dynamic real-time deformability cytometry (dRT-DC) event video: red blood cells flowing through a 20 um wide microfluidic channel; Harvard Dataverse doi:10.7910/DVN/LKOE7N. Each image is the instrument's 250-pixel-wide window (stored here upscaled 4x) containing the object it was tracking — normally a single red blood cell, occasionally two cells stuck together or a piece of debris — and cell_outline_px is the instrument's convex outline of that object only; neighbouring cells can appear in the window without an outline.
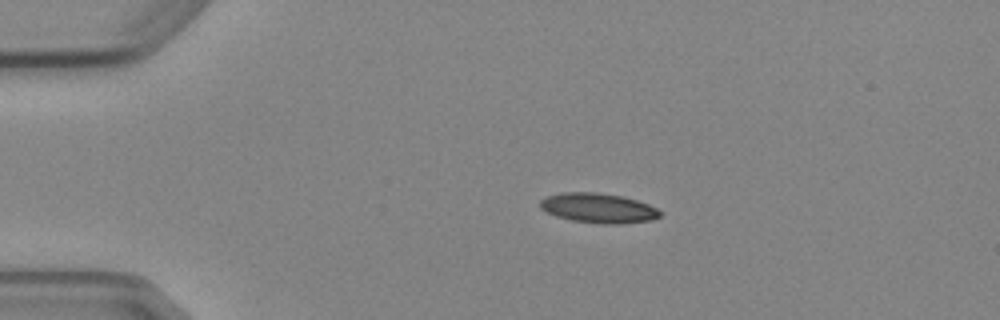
{"species": "Egyptian fruit bat (a non-hibernating species)", "species_latin": "Rousettus aegyptiacus", "temperature_condition": "cold", "stored_images_in_passage": 5, "camera_frame_rate_fps": 3000, "um_per_image_px": 0.085, "animal": {"sex": "female"}, "frame": {"image": 1, "passage_image": 2, "time_ms": 1.333, "image_size_px": [1000, 320], "cell_outline_px": [[660, 216], [652, 220], [620, 224], [600, 224], [572, 220], [556, 216], [540, 208], [540, 200], [548, 196], [560, 192], [596, 192], [624, 196], [648, 204], [656, 208], [660, 212]], "centroid_in_image_um": [50.86, 17.68], "position_along_channel_um": 34.1, "area_um2": 20.81}}
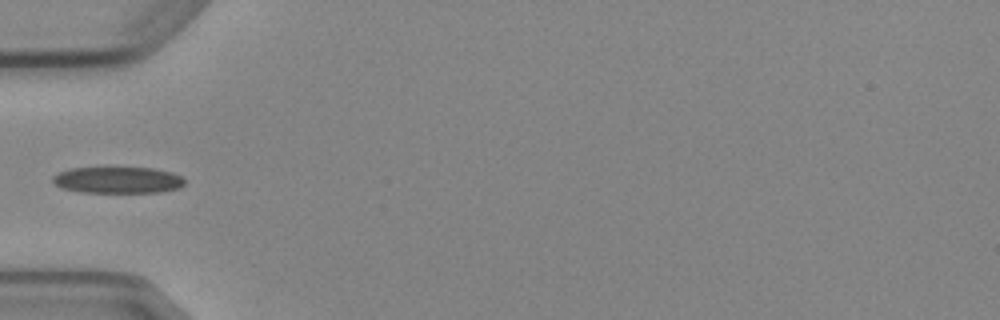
{"frame": {"image": 2, "passage_image": 4, "time_ms": 3.667, "image_size_px": [1000, 320], "cell_outline_px": [[184, 184], [180, 188], [160, 192], [80, 192], [60, 188], [52, 180], [52, 176], [56, 172], [72, 168], [104, 164], [152, 168], [172, 172], [180, 176], [184, 180]], "centroid_in_image_um": [9.94, 15.24], "position_along_channel_um": 75.1, "area_um2": 21.5}}
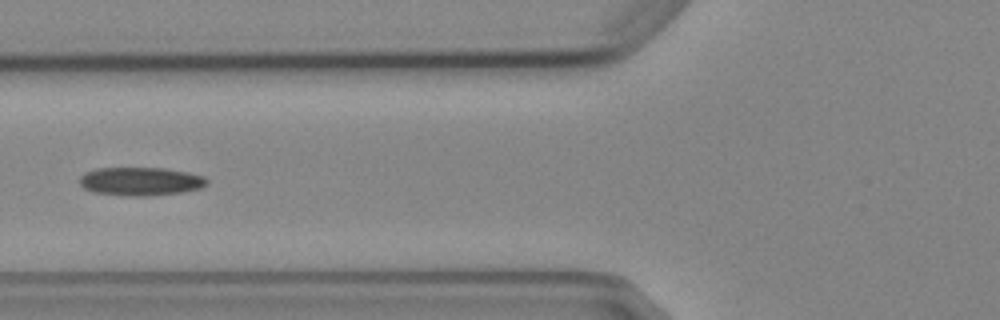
{"frame": {"image": 3, "passage_image": 5, "time_ms": 4.667, "image_size_px": [1000, 320], "cell_outline_px": [[208, 184], [200, 188], [184, 192], [148, 196], [124, 196], [92, 192], [84, 188], [80, 184], [80, 176], [84, 172], [96, 168], [164, 168], [188, 172], [204, 176], [208, 180]], "centroid_in_image_um": [11.95, 15.42], "position_along_channel_um": 113.9, "area_um2": 21.33}}